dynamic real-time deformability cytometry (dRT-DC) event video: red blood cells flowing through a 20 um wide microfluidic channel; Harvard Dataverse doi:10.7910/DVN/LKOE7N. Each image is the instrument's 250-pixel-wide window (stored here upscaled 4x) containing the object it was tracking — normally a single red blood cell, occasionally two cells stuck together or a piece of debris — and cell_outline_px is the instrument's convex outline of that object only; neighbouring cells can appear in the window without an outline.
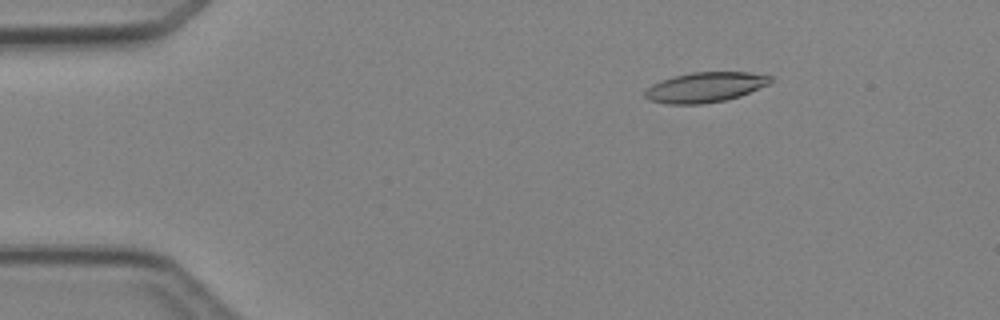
{"species": "Egyptian fruit bat (a non-hibernating species)", "species_latin": "Rousettus aegyptiacus", "temperature_condition": "cold", "stored_images_in_passage": 4, "camera_frame_rate_fps": 3000, "um_per_image_px": 0.085, "animal": {"sex": "female"}, "frame": {"image": 1, "passage_image": 2, "time_ms": 1.333, "image_size_px": [1000, 320], "cell_outline_px": [[772, 80], [768, 84], [740, 96], [724, 100], [700, 104], [668, 104], [648, 100], [644, 96], [644, 92], [652, 84], [660, 80], [692, 72], [748, 72], [772, 76]], "centroid_in_image_um": [59.91, 7.41], "position_along_channel_um": 25.1, "area_um2": 21.85}}
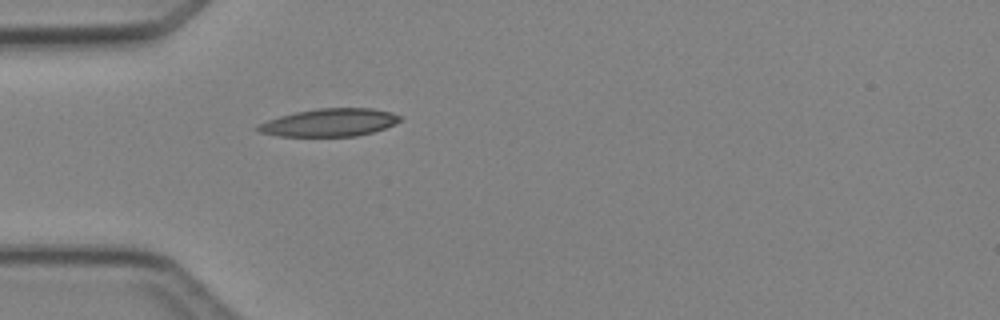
{"frame": {"image": 2, "passage_image": 4, "time_ms": 3.667, "image_size_px": [1000, 320], "cell_outline_px": [[400, 120], [384, 128], [372, 132], [356, 136], [280, 136], [260, 132], [256, 128], [260, 124], [268, 120], [280, 116], [296, 112], [316, 108], [372, 108], [392, 112], [400, 116]], "centroid_in_image_um": [28.01, 10.41], "position_along_channel_um": 57.0, "area_um2": 22.72}}